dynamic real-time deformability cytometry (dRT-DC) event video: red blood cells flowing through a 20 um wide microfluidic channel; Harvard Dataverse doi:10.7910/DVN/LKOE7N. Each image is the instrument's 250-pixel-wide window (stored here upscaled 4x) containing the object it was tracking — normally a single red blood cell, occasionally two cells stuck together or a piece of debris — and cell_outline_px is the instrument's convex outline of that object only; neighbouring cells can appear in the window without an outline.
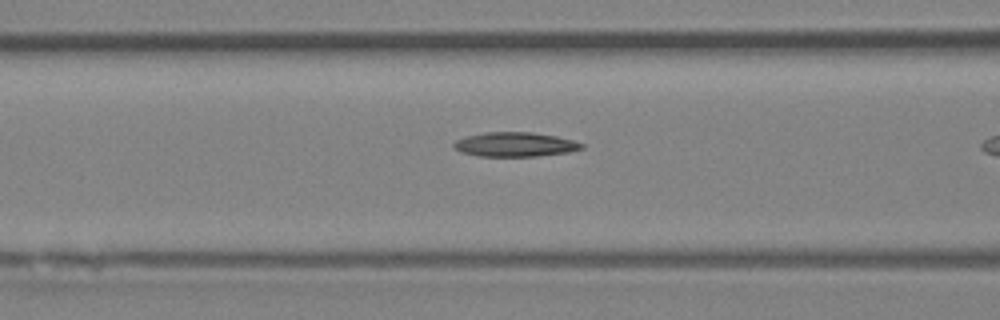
{"species": "Egyptian fruit bat (a non-hibernating species)", "species_latin": "Rousettus aegyptiacus", "temperature_condition": "room temperature", "stored_images_in_passage": 28, "camera_frame_rate_fps": 3000, "um_per_image_px": 0.085, "animal": {"sex": "female"}, "frame": {"image": 1, "passage_image": 9, "time_ms": 2.667, "image_size_px": [1000, 320], "cell_outline_px": [[584, 148], [568, 152], [536, 156], [476, 156], [460, 152], [452, 148], [452, 144], [456, 140], [468, 136], [484, 132], [532, 132], [556, 136], [572, 140], [584, 144]], "centroid_in_image_um": [43.74, 12.28], "position_along_channel_um": 122.9, "area_um2": 18.21}}
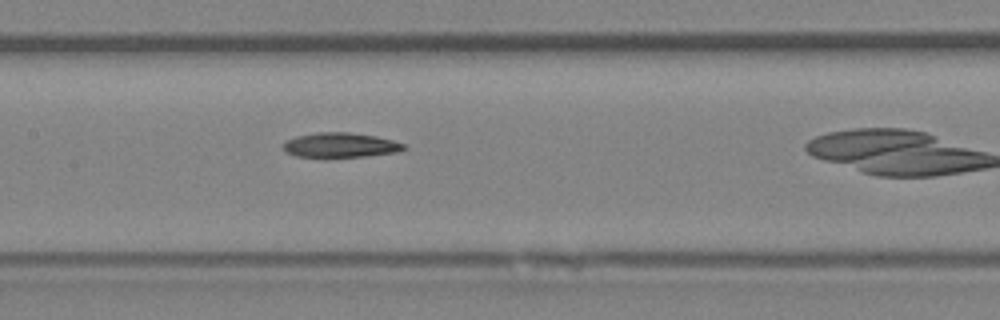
{"frame": {"image": 2, "passage_image": 13, "time_ms": 4.0, "image_size_px": [1000, 320], "cell_outline_px": [[408, 148], [396, 152], [364, 156], [296, 156], [284, 152], [284, 144], [288, 140], [296, 136], [316, 132], [348, 132], [376, 136], [392, 140], [404, 144]], "centroid_in_image_um": [28.94, 12.32], "position_along_channel_um": 178.5, "area_um2": 17.05}}